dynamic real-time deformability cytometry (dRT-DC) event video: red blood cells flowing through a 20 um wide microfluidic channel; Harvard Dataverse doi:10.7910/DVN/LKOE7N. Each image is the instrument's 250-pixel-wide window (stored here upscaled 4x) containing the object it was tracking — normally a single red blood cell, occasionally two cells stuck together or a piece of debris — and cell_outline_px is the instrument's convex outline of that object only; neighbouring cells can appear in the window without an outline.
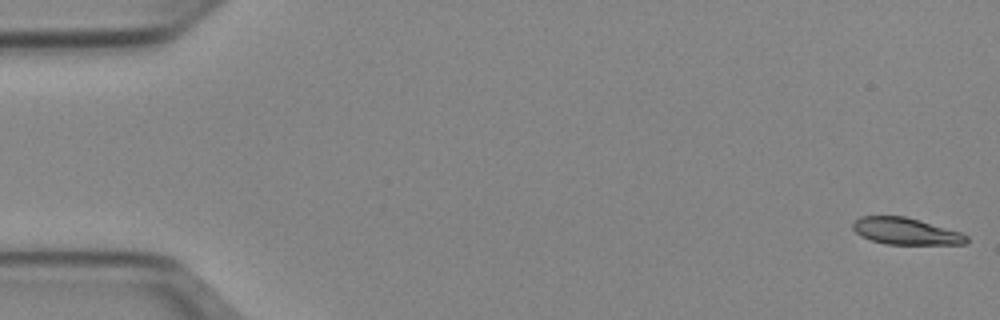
{"species": "Egyptian fruit bat (a non-hibernating species)", "species_latin": "Rousettus aegyptiacus", "temperature_condition": "cold", "stored_images_in_passage": 51, "camera_frame_rate_fps": 3000, "um_per_image_px": 0.085, "animal": {"sex": "female"}, "frame": {"image": 1, "passage_image": 1, "time_ms": 0.0, "image_size_px": [1000, 320], "cell_outline_px": [[968, 240], [964, 244], [884, 244], [872, 240], [856, 232], [852, 228], [852, 220], [860, 216], [904, 216], [920, 220], [960, 232], [968, 236]], "centroid_in_image_um": [76.96, 19.64], "position_along_channel_um": 8.0, "area_um2": 17.63}}
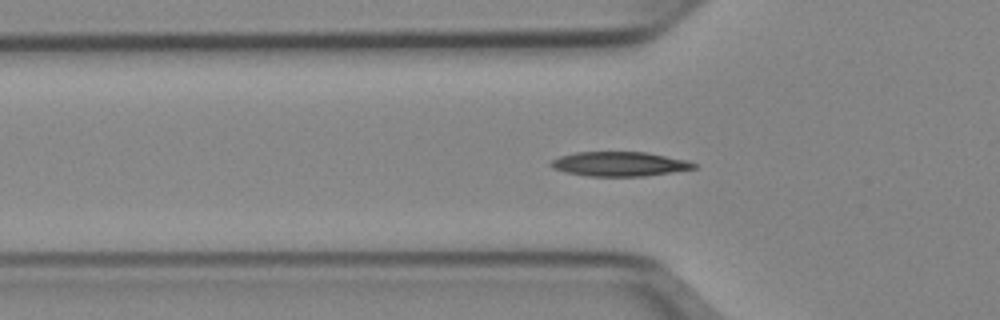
{"frame": {"image": 2, "passage_image": 17, "time_ms": 5.333, "image_size_px": [1000, 320], "cell_outline_px": [[696, 168], [644, 176], [588, 176], [564, 172], [552, 168], [548, 164], [552, 160], [560, 156], [576, 152], [644, 152], [688, 160], [696, 164]], "centroid_in_image_um": [52.61, 13.94], "position_along_channel_um": 73.2, "area_um2": 20.29}}
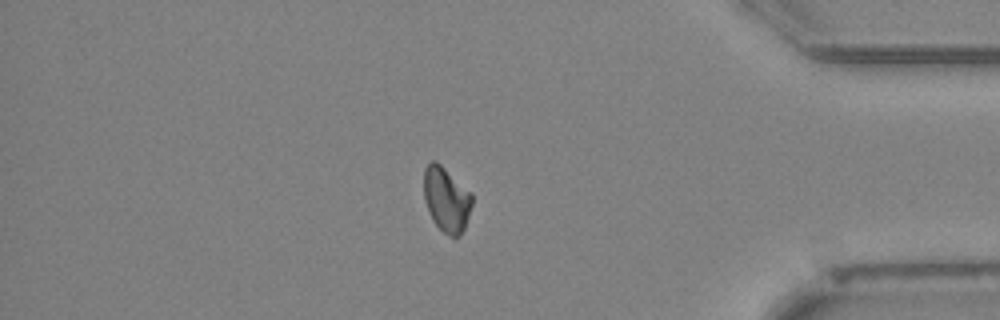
{"frame": {"image": 3, "passage_image": 44, "time_ms": 14.333, "image_size_px": [1000, 320], "cell_outline_px": [[472, 204], [464, 228], [460, 236], [456, 240], [448, 236], [432, 220], [424, 200], [424, 168], [432, 160], [436, 160], [472, 192]], "centroid_in_image_um": [37.95, 16.95], "position_along_channel_um": 397.3, "area_um2": 18.44}, "authors_computed_cell_mechanics": {"area_um2": 18.8428, "velocity_mm_per_s": 3.9405, "shape_relaxation_time_tau1_ms": 6.5747, "shape_relaxation_time_tau2_ms": null, "deformation_change_tau1": 0.1506, "deformation_change_tau2": null}}